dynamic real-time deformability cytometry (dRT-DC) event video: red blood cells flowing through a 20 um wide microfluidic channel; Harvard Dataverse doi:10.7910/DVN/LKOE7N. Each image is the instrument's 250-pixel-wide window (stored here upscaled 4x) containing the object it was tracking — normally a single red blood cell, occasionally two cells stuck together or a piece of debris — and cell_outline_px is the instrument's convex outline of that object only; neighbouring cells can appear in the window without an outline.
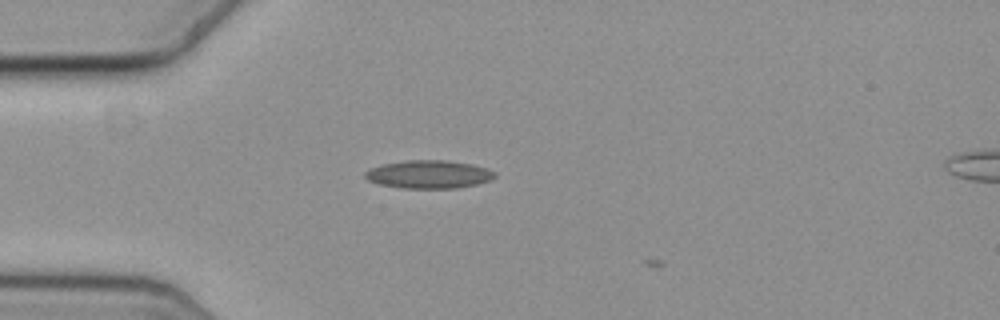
{"species": "common noctule bat (a hibernating species)", "species_latin": "Nyctalus noctula", "temperature_condition": "cold", "stored_images_in_passage": 2, "camera_frame_rate_fps": 3000, "um_per_image_px": 0.085, "animal": {"sex": "female", "body_mass_g": 19.3, "forearm_length_mm": 54.1}, "frame": {"image": 1, "passage_image": 1, "time_ms": 0.0, "image_size_px": [1000, 320], "cell_outline_px": [[496, 176], [492, 180], [476, 184], [456, 188], [400, 188], [380, 184], [368, 180], [364, 176], [364, 172], [372, 168], [384, 164], [408, 160], [448, 160], [472, 164], [488, 168], [496, 172]], "centroid_in_image_um": [36.49, 14.82], "position_along_channel_um": 48.5, "area_um2": 21.27}}